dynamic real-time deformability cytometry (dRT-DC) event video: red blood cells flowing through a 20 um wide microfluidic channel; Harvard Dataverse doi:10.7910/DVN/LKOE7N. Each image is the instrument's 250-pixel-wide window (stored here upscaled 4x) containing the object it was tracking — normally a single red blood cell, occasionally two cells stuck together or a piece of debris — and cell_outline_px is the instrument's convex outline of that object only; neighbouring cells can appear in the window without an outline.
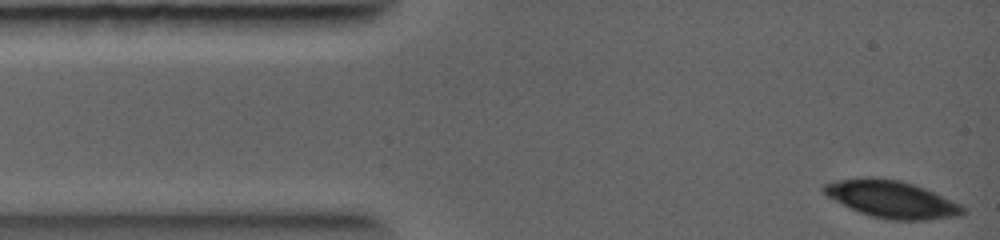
{"species": "common noctule bat (a hibernating species)", "species_latin": "Nyctalus noctula", "temperature_condition": "warm", "stored_images_in_passage": 6, "camera_frame_rate_fps": 5000, "um_per_image_px": 0.085, "animal": {"sex": "female", "body_mass_g": 19.0, "forearm_length_mm": 56.7}, "frame": {"image": 1, "passage_image": 1, "time_ms": 0.0, "image_size_px": [1000, 240], "cell_outline_px": [[968, 212], [964, 216], [924, 220], [888, 220], [872, 216], [860, 212], [828, 196], [820, 188], [824, 184], [836, 180], [900, 180], [924, 188], [960, 204], [968, 208]], "centroid_in_image_um": [75.91, 16.99], "position_along_channel_um": 9.1, "area_um2": 29.25}}
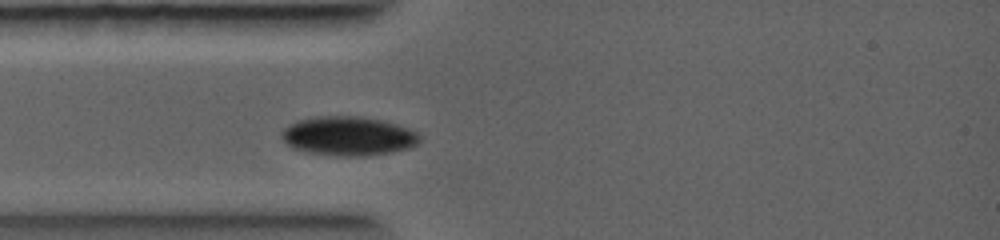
{"frame": {"image": 2, "passage_image": 5, "time_ms": 2.0, "image_size_px": [1000, 240], "cell_outline_px": [[420, 140], [416, 144], [408, 148], [392, 152], [368, 156], [332, 156], [308, 152], [292, 148], [280, 136], [280, 132], [288, 124], [296, 120], [320, 116], [360, 116], [380, 120], [396, 124], [408, 128], [416, 132], [420, 136]], "centroid_in_image_um": [29.57, 11.57], "position_along_channel_um": 55.4, "area_um2": 31.62}}